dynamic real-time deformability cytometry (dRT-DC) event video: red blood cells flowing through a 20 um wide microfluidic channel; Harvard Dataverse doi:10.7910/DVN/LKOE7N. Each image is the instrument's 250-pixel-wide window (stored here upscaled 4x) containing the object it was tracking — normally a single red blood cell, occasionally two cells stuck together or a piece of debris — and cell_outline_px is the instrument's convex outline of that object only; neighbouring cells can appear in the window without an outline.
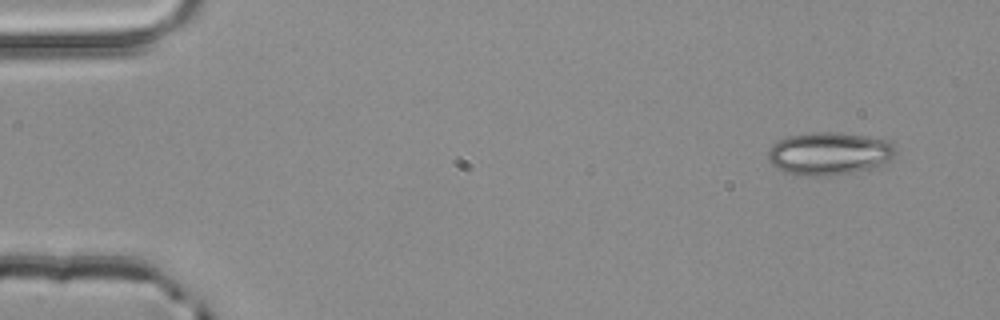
{"species": "common noctule bat (a hibernating species)", "species_latin": "Nyctalus noctula", "temperature_condition": "room temperature", "stored_images_in_passage": 3, "camera_frame_rate_fps": 3000, "um_per_image_px": 0.085, "animal": {"sex": "male", "body_mass_g": 20.4}, "frame": {"image": 1, "passage_image": 1, "time_ms": 0.0, "image_size_px": [1000, 320], "cell_outline_px": [[896, 152], [884, 168], [828, 176], [804, 176], [784, 172], [776, 168], [768, 160], [768, 152], [772, 144], [788, 136], [812, 132], [840, 132], [888, 140], [896, 148]], "centroid_in_image_um": [70.54, 13.08], "position_along_channel_um": 14.5, "area_um2": 32.54}}